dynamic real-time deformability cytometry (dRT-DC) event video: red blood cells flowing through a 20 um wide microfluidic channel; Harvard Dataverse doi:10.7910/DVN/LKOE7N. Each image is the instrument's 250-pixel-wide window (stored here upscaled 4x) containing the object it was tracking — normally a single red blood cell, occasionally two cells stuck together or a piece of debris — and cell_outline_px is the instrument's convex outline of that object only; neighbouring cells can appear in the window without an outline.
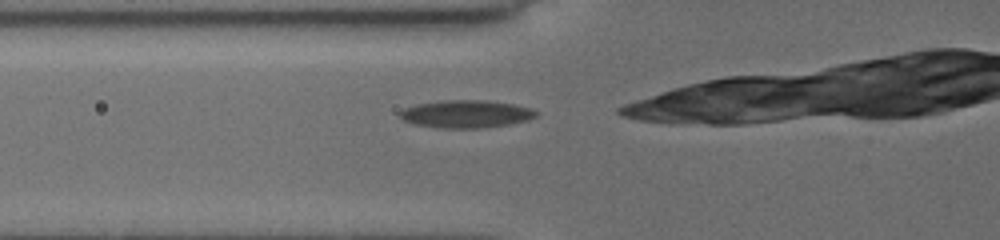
{"species": "common noctule bat (a hibernating species)", "species_latin": "Nyctalus noctula", "temperature_condition": "cold", "stored_images_in_passage": 26, "camera_frame_rate_fps": 3000, "um_per_image_px": 0.085, "animal": {"sex": "female", "body_mass_g": 19.5, "forearm_length_mm": 54.1}, "frame": {"image": 1, "passage_image": 3, "time_ms": 0.667, "image_size_px": [1000, 240], "cell_outline_px": [[540, 112], [536, 116], [528, 120], [508, 124], [480, 128], [440, 128], [416, 124], [404, 120], [400, 116], [400, 112], [404, 108], [416, 104], [444, 100], [484, 100], [512, 104], [532, 108]], "centroid_in_image_um": [39.64, 9.68], "position_along_channel_um": 86.2, "area_um2": 21.85}}
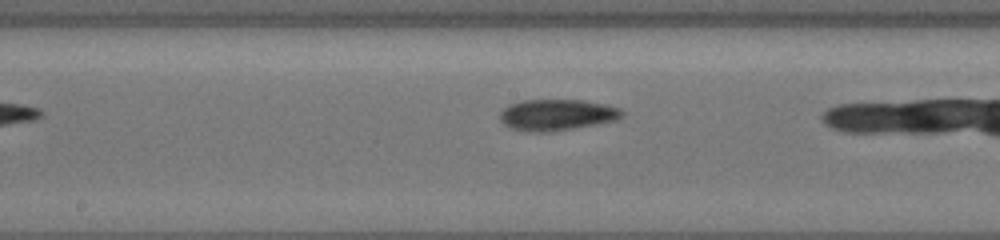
{"frame": {"image": 2, "passage_image": 12, "time_ms": 3.667, "image_size_px": [1000, 240], "cell_outline_px": [[624, 116], [616, 120], [572, 128], [548, 132], [540, 132], [512, 128], [504, 124], [500, 120], [500, 112], [508, 104], [524, 100], [584, 100], [604, 104], [620, 108], [624, 112]], "centroid_in_image_um": [47.34, 9.74], "position_along_channel_um": 200.9, "area_um2": 21.96}}
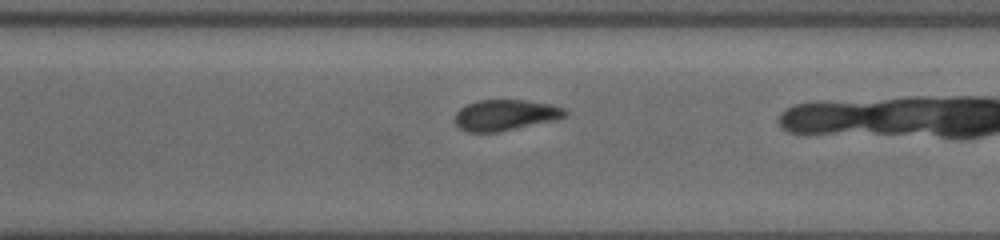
{"frame": {"image": 3, "passage_image": 22, "time_ms": 7.0, "image_size_px": [1000, 240], "cell_outline_px": [[568, 112], [564, 116], [556, 120], [496, 132], [468, 132], [460, 128], [456, 124], [456, 112], [460, 108], [476, 100], [524, 100], [552, 104], [564, 108]], "centroid_in_image_um": [42.96, 9.77], "position_along_channel_um": 327.6, "area_um2": 19.71}}